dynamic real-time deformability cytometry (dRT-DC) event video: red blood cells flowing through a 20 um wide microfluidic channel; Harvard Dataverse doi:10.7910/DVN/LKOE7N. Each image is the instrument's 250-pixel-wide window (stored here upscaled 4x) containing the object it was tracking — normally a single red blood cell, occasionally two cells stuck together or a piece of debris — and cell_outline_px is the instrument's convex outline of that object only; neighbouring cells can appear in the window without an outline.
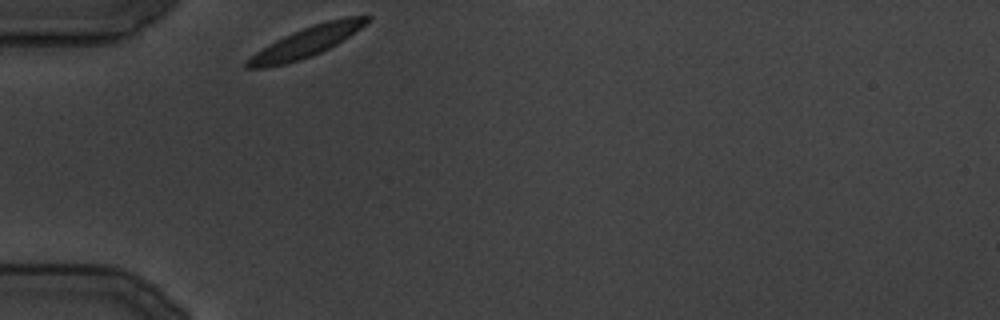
{"species": "common noctule bat (a hibernating species)", "species_latin": "Nyctalus noctula", "temperature_condition": "cold", "stored_images_in_passage": 14, "camera_frame_rate_fps": 3000, "um_per_image_px": 0.085, "animal": {"sex": "male", "body_mass_g": 19.5, "forearm_length_mm": 54.6}, "frame": {"image": 1, "passage_image": 1, "time_ms": 0.0, "image_size_px": [1000, 320], "cell_outline_px": [[372, 16], [360, 28], [336, 44], [312, 56], [300, 60], [284, 64], [264, 68], [244, 68], [244, 60], [268, 44], [292, 32], [312, 24], [344, 16]], "centroid_in_image_um": [25.96, 3.58], "position_along_channel_um": 59.0, "area_um2": 20.87}}
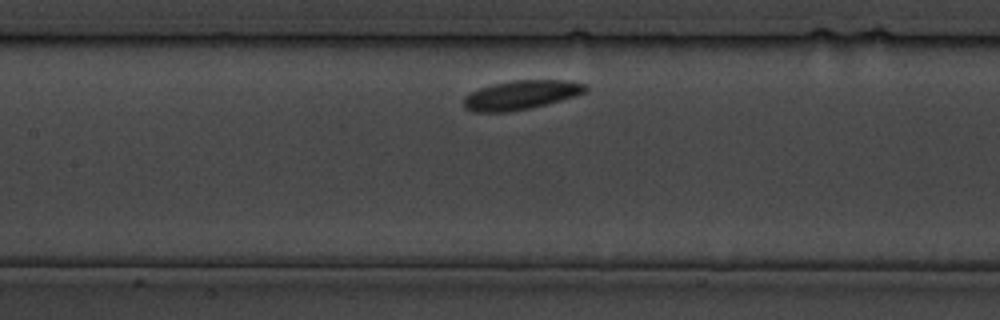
{"frame": {"image": 2, "passage_image": 8, "time_ms": 8.0, "image_size_px": [1000, 320], "cell_outline_px": [[588, 92], [576, 96], [528, 108], [508, 112], [472, 112], [464, 108], [464, 96], [480, 88], [492, 84], [512, 80], [564, 80], [584, 84], [588, 88]], "centroid_in_image_um": [44.27, 8.07], "position_along_channel_um": 163.1, "area_um2": 20.58}}
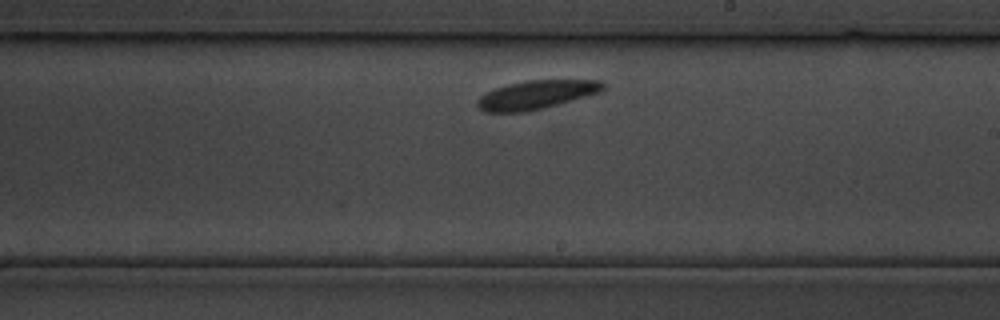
{"frame": {"image": 3, "passage_image": 12, "time_ms": 13.667, "image_size_px": [1000, 320], "cell_outline_px": [[608, 84], [600, 92], [544, 108], [524, 112], [484, 112], [476, 104], [476, 100], [480, 96], [496, 88], [508, 84], [528, 80], [600, 80]], "centroid_in_image_um": [45.6, 8.05], "position_along_channel_um": 243.4, "area_um2": 20.92}}